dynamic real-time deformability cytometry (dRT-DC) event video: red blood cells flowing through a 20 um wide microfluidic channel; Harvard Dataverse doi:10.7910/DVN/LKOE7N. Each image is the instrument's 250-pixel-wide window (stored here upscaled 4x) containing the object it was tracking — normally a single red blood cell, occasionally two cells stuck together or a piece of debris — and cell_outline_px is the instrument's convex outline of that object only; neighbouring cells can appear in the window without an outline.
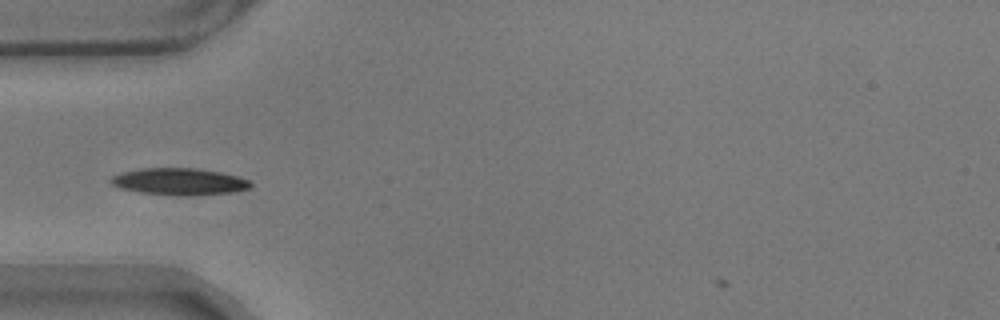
{"species": "common noctule bat (a hibernating species)", "species_latin": "Nyctalus noctula", "temperature_condition": "warm", "stored_images_in_passage": 36, "camera_frame_rate_fps": 3000, "um_per_image_px": 0.085, "animal": {"sex": "male", "body_mass_g": 17.9}, "frame": {"image": 1, "passage_image": 3, "time_ms": 0.667, "image_size_px": [1000, 320], "cell_outline_px": [[252, 184], [248, 188], [232, 192], [192, 196], [176, 196], [140, 192], [120, 188], [112, 184], [108, 180], [112, 176], [124, 172], [144, 168], [196, 168], [220, 172], [236, 176], [248, 180]], "centroid_in_image_um": [15.22, 15.44], "position_along_channel_um": 69.8, "area_um2": 21.79}}
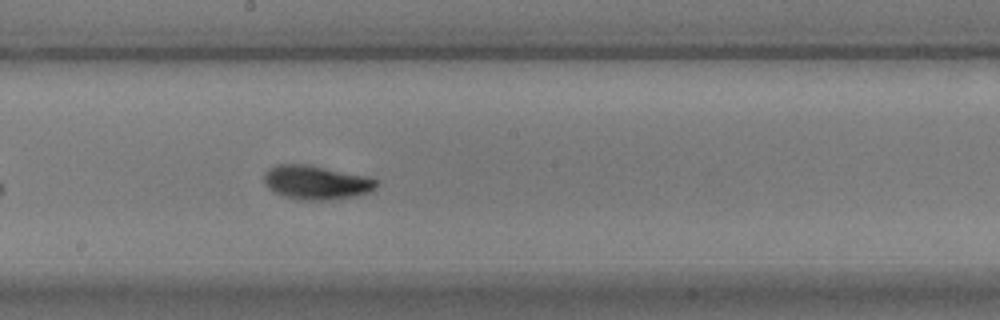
{"frame": {"image": 2, "passage_image": 16, "time_ms": 5.0, "image_size_px": [1000, 320], "cell_outline_px": [[380, 184], [372, 192], [356, 196], [328, 200], [300, 200], [284, 196], [272, 192], [264, 184], [264, 172], [268, 168], [276, 164], [308, 164], [364, 176], [376, 180]], "centroid_in_image_um": [26.85, 15.51], "position_along_channel_um": 221.4, "area_um2": 22.48}}
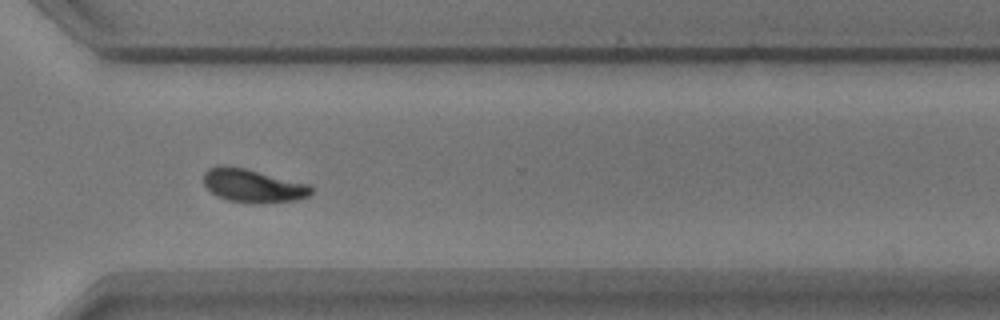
{"frame": {"image": 3, "passage_image": 27, "time_ms": 8.667, "image_size_px": [1000, 320], "cell_outline_px": [[312, 192], [308, 196], [296, 200], [264, 204], [252, 204], [228, 200], [216, 196], [204, 184], [204, 172], [208, 168], [220, 164], [228, 164], [312, 184]], "centroid_in_image_um": [21.51, 15.78], "position_along_channel_um": 349.1, "area_um2": 21.44}, "authors_computed_cell_mechanics": {"area_um2": 20.6924, "velocity_mm_per_s": 3.4839, "shape_relaxation_time_tau1_ms": 1.7971, "shape_relaxation_time_tau2_ms": 2.749, "deformation_change_tau1": 0.1306, "deformation_change_tau2": 0.0783}}